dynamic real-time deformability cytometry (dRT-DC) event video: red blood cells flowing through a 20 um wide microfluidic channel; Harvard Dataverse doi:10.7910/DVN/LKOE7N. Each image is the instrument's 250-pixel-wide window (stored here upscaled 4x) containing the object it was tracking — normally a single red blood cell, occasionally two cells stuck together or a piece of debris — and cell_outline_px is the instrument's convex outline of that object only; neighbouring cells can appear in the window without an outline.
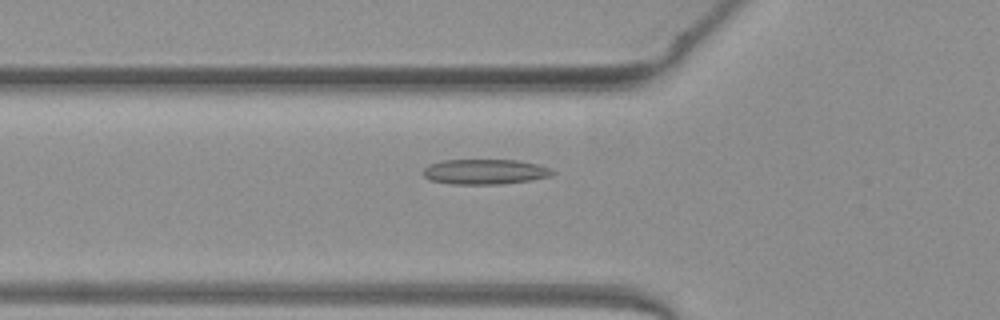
{"species": "common noctule bat (a hibernating species)", "species_latin": "Nyctalus noctula", "temperature_condition": "warm", "stored_images_in_passage": 51, "camera_frame_rate_fps": 3000, "um_per_image_px": 0.085, "animal": {"sex": "female", "body_mass_g": 19.3, "forearm_length_mm": 54.1}, "frame": {"image": 1, "passage_image": 18, "time_ms": 5.667, "image_size_px": [1000, 320], "cell_outline_px": [[556, 172], [548, 176], [528, 180], [500, 184], [452, 184], [428, 180], [420, 172], [428, 164], [444, 160], [516, 160], [536, 164], [548, 168]], "centroid_in_image_um": [41.11, 14.59], "position_along_channel_um": 84.7, "area_um2": 18.84}}
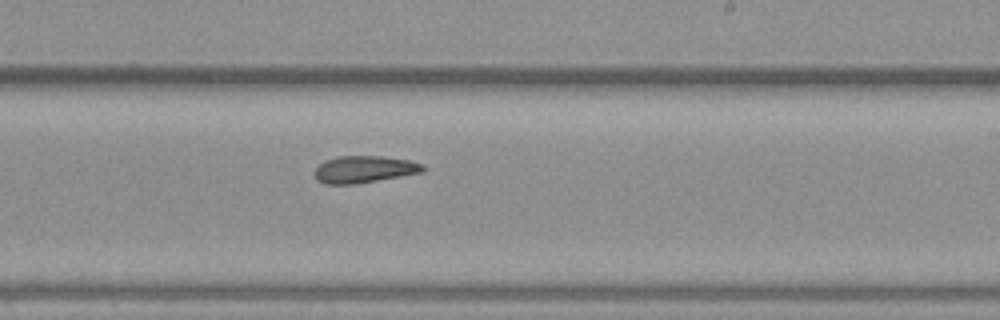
{"frame": {"image": 2, "passage_image": 31, "time_ms": 10.0, "image_size_px": [1000, 320], "cell_outline_px": [[424, 172], [356, 184], [324, 184], [316, 180], [316, 168], [324, 160], [336, 156], [380, 156], [408, 160], [424, 164]], "centroid_in_image_um": [30.95, 14.39], "position_along_channel_um": 258.0, "area_um2": 17.05}}
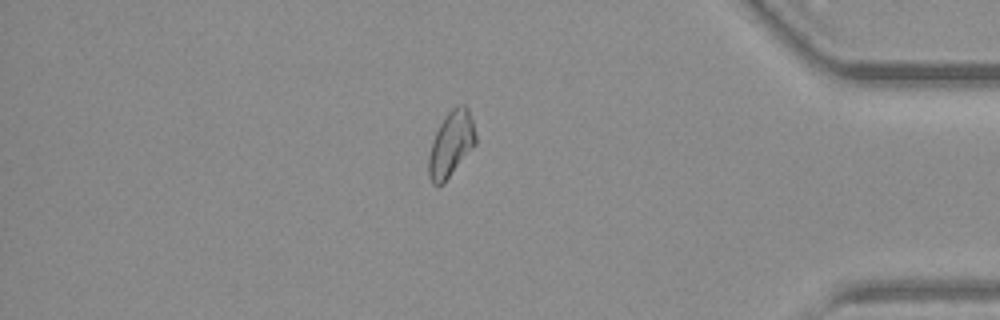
{"frame": {"image": 3, "passage_image": 44, "time_ms": 14.333, "image_size_px": [1000, 320], "cell_outline_px": [[476, 144], [444, 184], [432, 184], [428, 176], [428, 156], [432, 140], [440, 124], [448, 112], [456, 104], [464, 104], [468, 108], [472, 120], [476, 136]], "centroid_in_image_um": [38.33, 12.25], "position_along_channel_um": 396.9, "area_um2": 18.03}, "authors_computed_cell_mechanics": {"area_um2": 18.207, "velocity_mm_per_s": 3.9961, "shape_relaxation_time_tau1_ms": null, "shape_relaxation_time_tau2_ms": 2.8719, "deformation_change_tau1": null, "deformation_change_tau2": 0.1028}}